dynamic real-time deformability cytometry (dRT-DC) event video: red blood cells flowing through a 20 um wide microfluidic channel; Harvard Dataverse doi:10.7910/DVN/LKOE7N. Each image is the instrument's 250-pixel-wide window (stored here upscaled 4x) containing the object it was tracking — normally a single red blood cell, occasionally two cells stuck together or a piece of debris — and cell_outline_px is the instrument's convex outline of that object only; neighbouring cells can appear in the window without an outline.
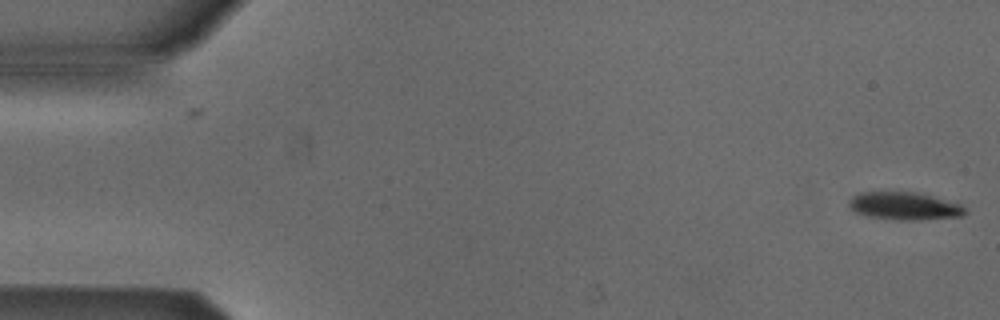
{"species": "Egyptian fruit bat (a non-hibernating species)", "species_latin": "Rousettus aegyptiacus", "temperature_condition": "cold", "stored_images_in_passage": 2, "camera_frame_rate_fps": 3000, "um_per_image_px": 0.085, "animal": {"sex": "male"}, "frame": {"image": 1, "passage_image": 2, "time_ms": 0.333, "image_size_px": [1000, 320], "cell_outline_px": [[968, 212], [964, 216], [920, 220], [900, 220], [868, 216], [856, 212], [848, 204], [848, 200], [852, 196], [860, 192], [912, 192], [932, 196], [960, 204]], "centroid_in_image_um": [76.88, 17.52], "position_along_channel_um": 8.1, "area_um2": 18.67}}